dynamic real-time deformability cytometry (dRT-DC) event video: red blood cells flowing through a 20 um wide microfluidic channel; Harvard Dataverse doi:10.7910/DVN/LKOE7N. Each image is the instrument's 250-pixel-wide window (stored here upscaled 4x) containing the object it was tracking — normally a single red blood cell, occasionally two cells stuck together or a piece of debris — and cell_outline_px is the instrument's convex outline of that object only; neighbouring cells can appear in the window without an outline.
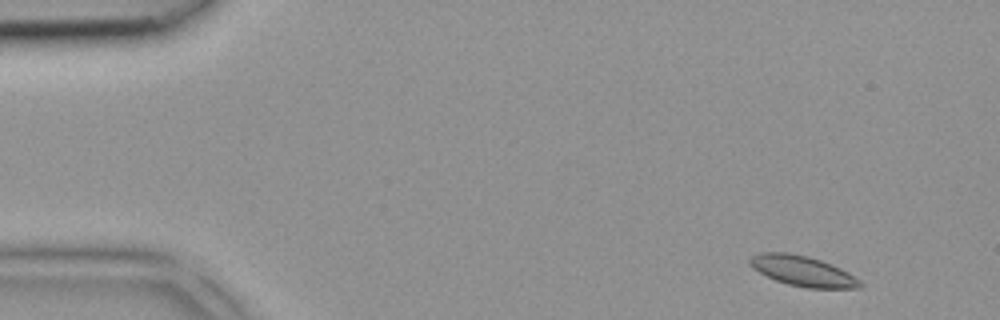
{"species": "common noctule bat (a hibernating species)", "species_latin": "Nyctalus noctula", "temperature_condition": "room temperature", "stored_images_in_passage": 3, "camera_frame_rate_fps": 3000, "um_per_image_px": 0.085, "animal": {"sex": "female", "body_mass_g": 18.4}, "frame": {"image": 1, "passage_image": 1, "time_ms": 0.0, "image_size_px": [1000, 320], "cell_outline_px": [[864, 284], [860, 288], [808, 288], [788, 284], [776, 280], [752, 268], [748, 260], [752, 256], [760, 252], [788, 252], [808, 256], [820, 260], [840, 268], [848, 272], [860, 280]], "centroid_in_image_um": [68.24, 23.03], "position_along_channel_um": 16.8, "area_um2": 19.36}}